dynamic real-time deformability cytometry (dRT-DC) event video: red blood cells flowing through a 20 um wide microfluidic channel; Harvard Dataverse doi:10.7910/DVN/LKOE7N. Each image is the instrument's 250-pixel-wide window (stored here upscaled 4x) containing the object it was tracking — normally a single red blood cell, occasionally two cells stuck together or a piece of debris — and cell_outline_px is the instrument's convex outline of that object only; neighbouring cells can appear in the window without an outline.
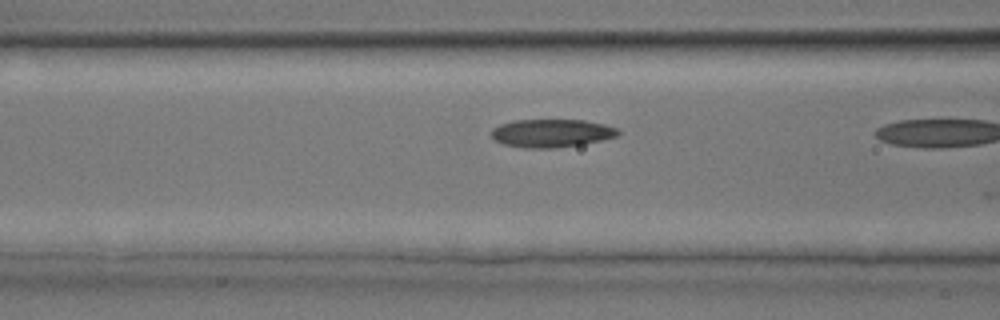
{"species": "common noctule bat (a hibernating species)", "species_latin": "Nyctalus noctula", "temperature_condition": "room temperature", "stored_images_in_passage": 7, "camera_frame_rate_fps": 3000, "um_per_image_px": 0.085, "animal": {"sex": "male", "body_mass_g": 17.9, "forearm_length_mm": 54.2}, "frame": {"image": 1, "passage_image": 6, "time_ms": 1.667, "image_size_px": [1000, 320], "cell_outline_px": [[620, 132], [616, 136], [600, 140], [580, 144], [556, 148], [524, 148], [504, 144], [496, 140], [492, 136], [492, 128], [500, 124], [516, 120], [584, 120], [604, 124], [616, 128]], "centroid_in_image_um": [46.86, 11.31], "position_along_channel_um": 119.7, "area_um2": 20.52}}